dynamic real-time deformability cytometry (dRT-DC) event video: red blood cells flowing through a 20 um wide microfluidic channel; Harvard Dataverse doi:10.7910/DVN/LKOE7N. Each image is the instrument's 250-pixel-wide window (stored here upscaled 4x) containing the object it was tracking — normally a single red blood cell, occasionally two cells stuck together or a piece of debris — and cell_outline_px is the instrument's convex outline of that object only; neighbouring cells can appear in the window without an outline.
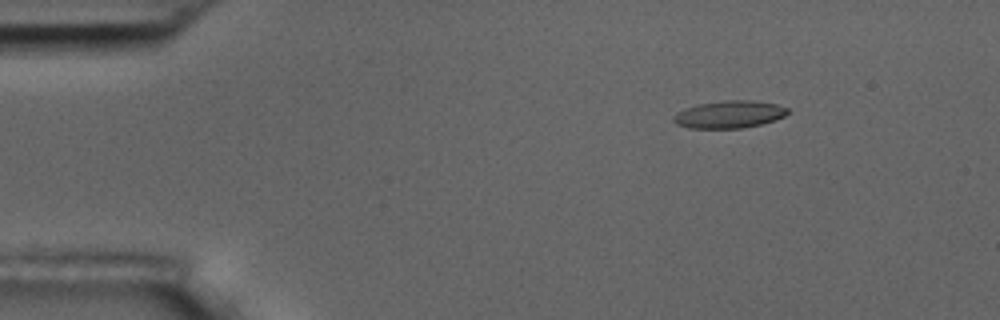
{"species": "common noctule bat (a hibernating species)", "species_latin": "Nyctalus noctula", "temperature_condition": "room temperature", "stored_images_in_passage": 5, "camera_frame_rate_fps": 3000, "um_per_image_px": 0.085, "animal": {"sex": "male", "body_mass_g": 17.5, "forearm_length_mm": 52.3}, "frame": {"image": 1, "passage_image": 3, "time_ms": 2.0, "image_size_px": [1000, 320], "cell_outline_px": [[788, 112], [784, 116], [776, 120], [760, 124], [740, 128], [688, 128], [676, 124], [672, 120], [672, 116], [676, 112], [684, 108], [696, 104], [724, 100], [752, 100], [776, 104], [788, 108]], "centroid_in_image_um": [61.94, 9.72], "position_along_channel_um": 23.1, "area_um2": 18.38}}